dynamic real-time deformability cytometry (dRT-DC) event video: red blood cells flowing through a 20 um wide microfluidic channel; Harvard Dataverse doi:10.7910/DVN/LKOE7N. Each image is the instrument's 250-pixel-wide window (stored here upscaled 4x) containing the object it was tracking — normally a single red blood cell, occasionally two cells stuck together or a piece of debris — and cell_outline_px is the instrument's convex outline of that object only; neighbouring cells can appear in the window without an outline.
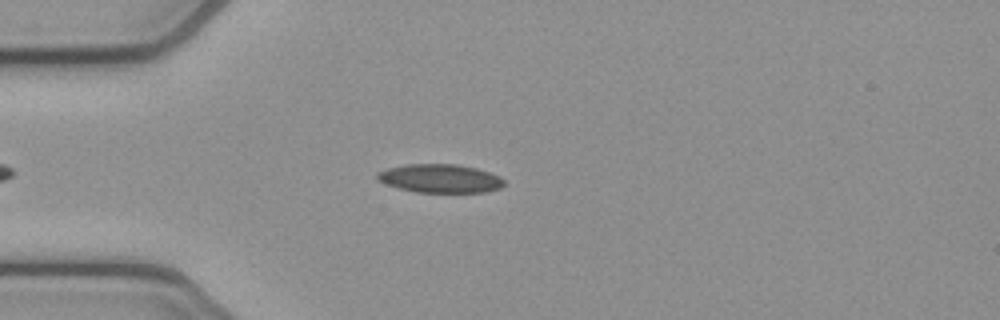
{"species": "common noctule bat (a hibernating species)", "species_latin": "Nyctalus noctula", "temperature_condition": "cold", "stored_images_in_passage": 42, "camera_frame_rate_fps": 3000, "um_per_image_px": 0.085, "animal": {"sex": "female", "body_mass_g": 21.9}, "frame": {"image": 1, "passage_image": 10, "time_ms": 3.0, "image_size_px": [1000, 320], "cell_outline_px": [[504, 184], [500, 188], [484, 192], [416, 192], [400, 188], [376, 180], [376, 172], [388, 168], [404, 164], [456, 164], [476, 168], [500, 176], [504, 180]], "centroid_in_image_um": [37.39, 15.16], "position_along_channel_um": 47.6, "area_um2": 21.04}}
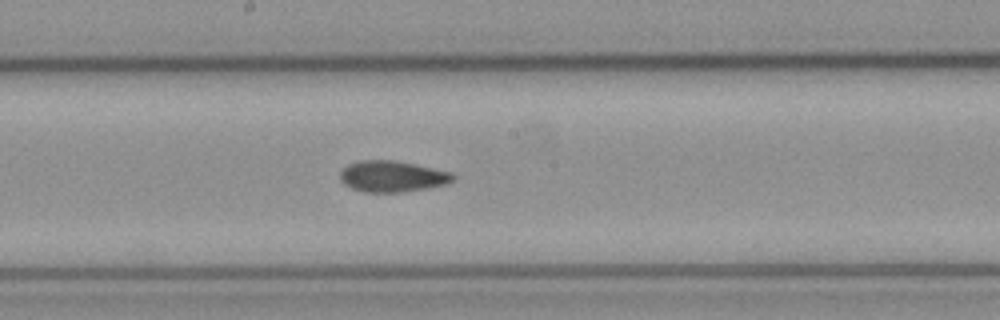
{"frame": {"image": 2, "passage_image": 24, "time_ms": 7.667, "image_size_px": [1000, 320], "cell_outline_px": [[456, 180], [448, 184], [428, 188], [400, 192], [364, 192], [352, 188], [344, 184], [340, 180], [340, 172], [348, 164], [360, 160], [392, 160], [416, 164], [452, 172], [456, 176]], "centroid_in_image_um": [33.38, 14.99], "position_along_channel_um": 214.8, "area_um2": 20.69}}
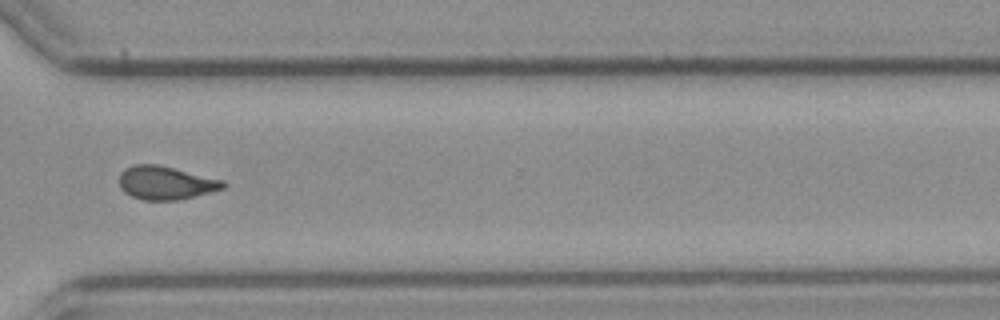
{"frame": {"image": 3, "passage_image": 35, "time_ms": 11.333, "image_size_px": [1000, 320], "cell_outline_px": [[228, 184], [224, 188], [180, 200], [144, 200], [132, 196], [124, 192], [120, 188], [120, 172], [124, 168], [136, 164], [156, 164], [224, 180]], "centroid_in_image_um": [14.08, 15.54], "position_along_channel_um": 356.5, "area_um2": 20.17}, "authors_computed_cell_mechanics": {"area_um2": 20.5479, "velocity_mm_per_s": 3.8783, "shape_relaxation_time_tau1_ms": null, "shape_relaxation_time_tau2_ms": 4.882, "deformation_change_tau1": null, "deformation_change_tau2": 0.0929}}